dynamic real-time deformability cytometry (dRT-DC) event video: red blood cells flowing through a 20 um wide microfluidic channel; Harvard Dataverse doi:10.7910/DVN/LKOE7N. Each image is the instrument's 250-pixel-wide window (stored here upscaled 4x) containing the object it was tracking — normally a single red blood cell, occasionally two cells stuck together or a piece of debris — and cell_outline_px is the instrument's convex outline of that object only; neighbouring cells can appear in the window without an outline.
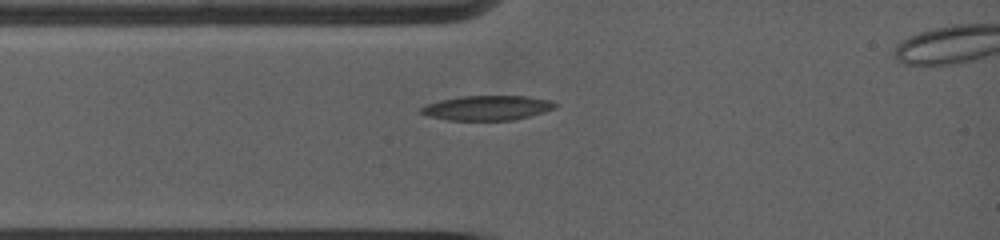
{"species": "common noctule bat (a hibernating species)", "species_latin": "Nyctalus noctula", "temperature_condition": "warm", "stored_images_in_passage": 46, "camera_frame_rate_fps": 5000, "um_per_image_px": 0.085, "animal": {"sex": "female", "body_mass_g": 19.0, "forearm_length_mm": 53.3}, "frame": {"image": 1, "passage_image": 1, "time_ms": 0.0, "image_size_px": [1000, 240], "cell_outline_px": [[556, 108], [544, 112], [512, 120], [448, 120], [428, 116], [420, 112], [420, 108], [428, 104], [440, 100], [460, 96], [524, 96], [552, 100], [556, 104]], "centroid_in_image_um": [41.42, 9.17], "position_along_channel_um": 43.6, "area_um2": 19.19}}
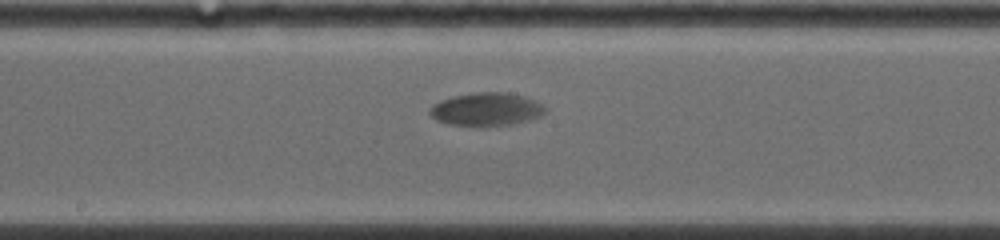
{"frame": {"image": 2, "passage_image": 20, "time_ms": 4.6, "image_size_px": [1000, 240], "cell_outline_px": [[544, 112], [540, 116], [528, 120], [512, 124], [448, 124], [436, 120], [428, 112], [428, 108], [432, 104], [440, 100], [452, 96], [476, 92], [504, 92], [524, 96], [536, 100], [544, 108]], "centroid_in_image_um": [41.29, 9.25], "position_along_channel_um": 206.9, "area_um2": 21.79}}
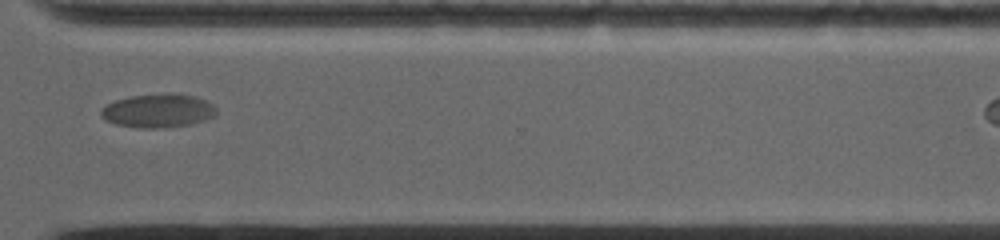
{"frame": {"image": 3, "passage_image": 38, "time_ms": 8.8, "image_size_px": [1000, 240], "cell_outline_px": [[216, 116], [192, 124], [164, 128], [140, 128], [116, 124], [104, 120], [100, 116], [100, 108], [104, 104], [116, 100], [132, 96], [168, 92], [172, 92], [196, 96], [212, 104], [216, 108]], "centroid_in_image_um": [13.42, 9.4], "position_along_channel_um": 357.2, "area_um2": 23.06}}